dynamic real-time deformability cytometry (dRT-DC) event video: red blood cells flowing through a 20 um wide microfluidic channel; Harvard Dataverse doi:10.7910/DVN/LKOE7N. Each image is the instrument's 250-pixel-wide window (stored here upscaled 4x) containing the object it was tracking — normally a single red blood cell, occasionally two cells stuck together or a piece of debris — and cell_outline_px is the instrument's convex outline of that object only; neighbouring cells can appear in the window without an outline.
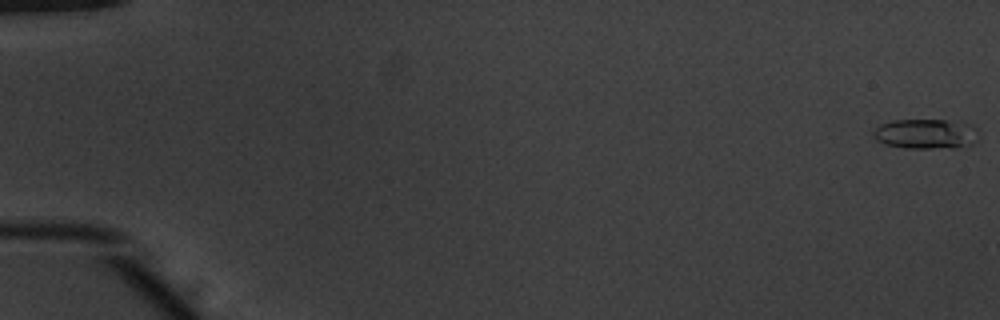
{"species": "common noctule bat (a hibernating species)", "species_latin": "Nyctalus noctula", "temperature_condition": "warm", "stored_images_in_passage": 53, "camera_frame_rate_fps": 3000, "um_per_image_px": 0.085, "animal": {"sex": "male", "body_mass_g": 20.1, "forearm_length_mm": 53.5}, "frame": {"image": 1, "passage_image": 1, "time_ms": 0.0, "image_size_px": [1000, 320], "cell_outline_px": [[976, 140], [972, 144], [956, 148], [904, 148], [884, 144], [876, 140], [872, 132], [880, 124], [892, 120], [944, 120], [972, 124], [976, 128]], "centroid_in_image_um": [78.67, 11.38], "position_along_channel_um": 6.3, "area_um2": 18.44}}
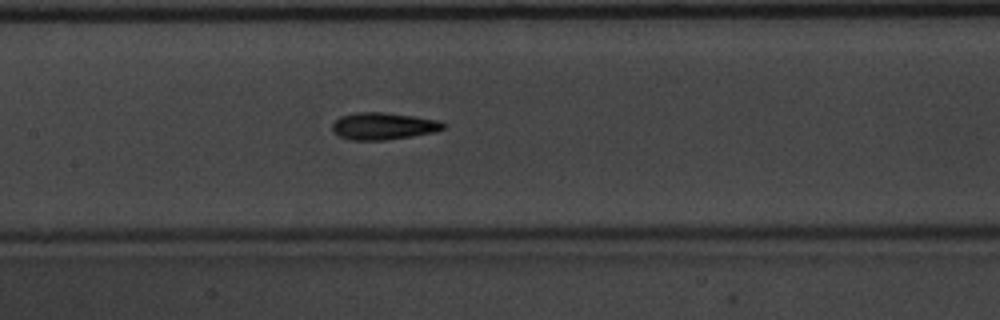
{"frame": {"image": 2, "passage_image": 27, "time_ms": 8.667, "image_size_px": [1000, 320], "cell_outline_px": [[444, 128], [436, 132], [412, 136], [384, 140], [348, 140], [332, 132], [332, 124], [340, 116], [356, 112], [384, 112], [440, 120], [444, 124]], "centroid_in_image_um": [32.56, 10.72], "position_along_channel_um": 174.8, "area_um2": 17.57}}
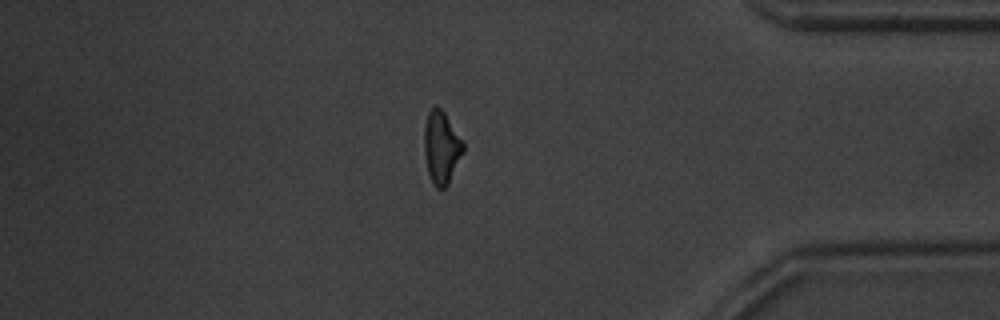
{"frame": {"image": 3, "passage_image": 46, "time_ms": 15.0, "image_size_px": [1000, 320], "cell_outline_px": [[464, 152], [448, 184], [444, 188], [436, 188], [432, 184], [428, 172], [424, 152], [424, 124], [428, 112], [436, 104], [444, 112], [464, 144]], "centroid_in_image_um": [37.5, 12.54], "position_along_channel_um": 397.7, "area_um2": 16.47}, "authors_computed_cell_mechanics": {"area_um2": 16.3574, "velocity_mm_per_s": 3.9328, "shape_relaxation_time_tau1_ms": 3.5648, "shape_relaxation_time_tau2_ms": 2.1804, "deformation_change_tau1": 0.1499, "deformation_change_tau2": 0.1038}}